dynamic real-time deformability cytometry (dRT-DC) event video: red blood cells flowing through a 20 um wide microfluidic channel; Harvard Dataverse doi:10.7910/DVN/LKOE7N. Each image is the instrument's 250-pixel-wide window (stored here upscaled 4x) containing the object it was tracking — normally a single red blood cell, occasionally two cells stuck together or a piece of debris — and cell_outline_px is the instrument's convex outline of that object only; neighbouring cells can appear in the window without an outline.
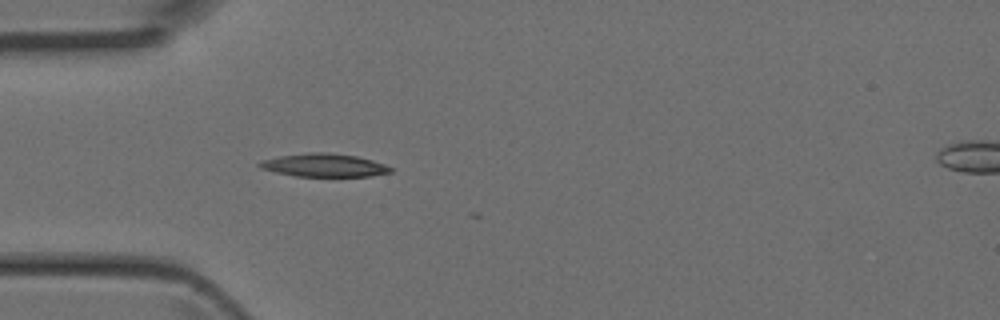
{"species": "Egyptian fruit bat (a non-hibernating species)", "species_latin": "Rousettus aegyptiacus", "temperature_condition": "room temperature", "stored_images_in_passage": 3, "camera_frame_rate_fps": 3000, "um_per_image_px": 0.085, "animal": {"sex": "female"}, "frame": {"image": 1, "passage_image": 3, "time_ms": 0.667, "image_size_px": [1000, 320], "cell_outline_px": [[392, 172], [372, 176], [296, 176], [276, 172], [260, 168], [256, 164], [260, 160], [280, 156], [308, 152], [324, 152], [356, 156], [372, 160], [384, 164], [392, 168]], "centroid_in_image_um": [27.52, 14.04], "position_along_channel_um": 57.5, "area_um2": 17.63}}